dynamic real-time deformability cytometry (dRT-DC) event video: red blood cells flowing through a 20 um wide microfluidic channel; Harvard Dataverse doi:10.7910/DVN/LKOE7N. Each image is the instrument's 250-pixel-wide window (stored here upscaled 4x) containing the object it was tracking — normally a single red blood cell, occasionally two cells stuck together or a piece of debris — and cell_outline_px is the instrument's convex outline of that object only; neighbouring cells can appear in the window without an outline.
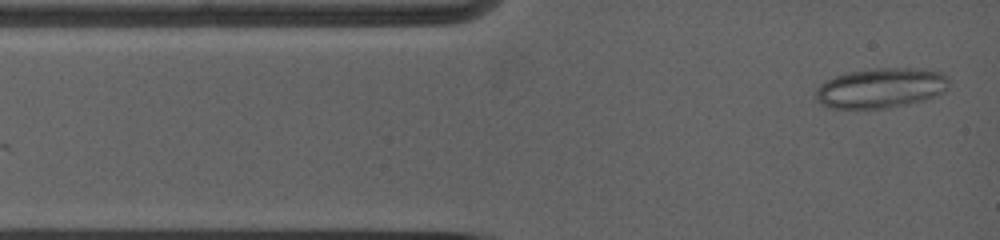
{"species": "common noctule bat (a hibernating species)", "species_latin": "Nyctalus noctula", "temperature_condition": "warm", "stored_images_in_passage": 52, "camera_frame_rate_fps": 5000, "um_per_image_px": 0.085, "animal": {"sex": "female", "body_mass_g": 19.0, "forearm_length_mm": 53.3}, "frame": {"image": 1, "passage_image": 1, "time_ms": 0.0, "image_size_px": [1000, 240], "cell_outline_px": [[948, 84], [944, 92], [936, 96], [924, 100], [908, 104], [888, 108], [828, 108], [820, 104], [816, 100], [816, 88], [824, 80], [844, 72], [876, 68], [912, 68], [940, 72], [948, 76]], "centroid_in_image_um": [74.83, 7.48], "position_along_channel_um": 10.2, "area_um2": 31.33}}
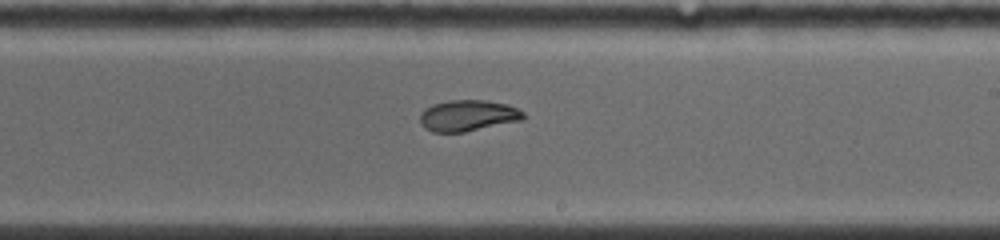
{"frame": {"image": 2, "passage_image": 31, "time_ms": 7.0, "image_size_px": [1000, 240], "cell_outline_px": [[524, 120], [464, 132], [432, 132], [424, 128], [420, 124], [420, 116], [424, 108], [432, 104], [448, 100], [484, 100], [508, 104], [524, 112]], "centroid_in_image_um": [39.76, 9.82], "position_along_channel_um": 249.2, "area_um2": 18.96}}
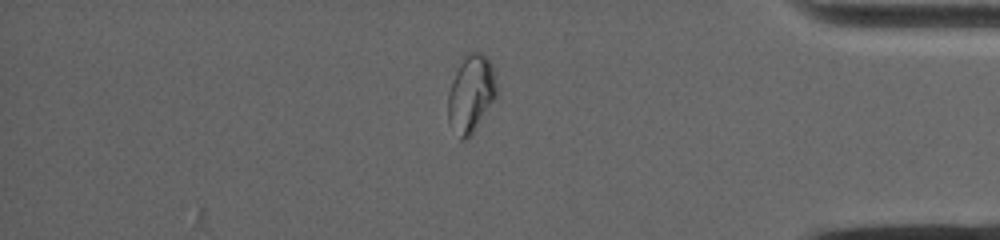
{"frame": {"image": 3, "passage_image": 52, "time_ms": 11.4, "image_size_px": [1000, 240], "cell_outline_px": [[496, 96], [472, 132], [464, 140], [460, 140], [448, 124], [448, 92], [452, 80], [464, 56], [468, 52], [480, 52], [492, 64], [496, 88]], "centroid_in_image_um": [39.99, 7.97], "position_along_channel_um": 395.2, "area_um2": 21.44}, "authors_computed_cell_mechanics": {"area_um2": 19.5942, "velocity_mm_per_s": 3.9678, "shape_relaxation_time_tau1_ms": null, "shape_relaxation_time_tau2_ms": 1.1086, "deformation_change_tau1": null, "deformation_change_tau2": 0.0536}}